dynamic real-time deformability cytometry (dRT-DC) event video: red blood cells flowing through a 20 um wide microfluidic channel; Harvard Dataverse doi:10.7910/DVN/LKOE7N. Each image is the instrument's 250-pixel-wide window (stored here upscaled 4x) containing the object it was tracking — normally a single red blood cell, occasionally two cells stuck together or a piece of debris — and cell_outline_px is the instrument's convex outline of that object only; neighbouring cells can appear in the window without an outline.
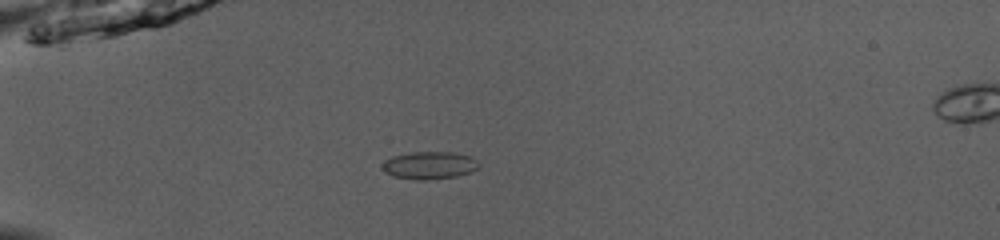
{"species": "common noctule bat (a hibernating species)", "species_latin": "Nyctalus noctula", "temperature_condition": "room temperature", "stored_images_in_passage": 52, "camera_frame_rate_fps": 3000, "um_per_image_px": 0.085, "animal": {"sex": "male", "body_mass_g": 13.0, "forearm_length_mm": 53.1}, "frame": {"image": 1, "passage_image": 17, "time_ms": 5.333, "image_size_px": [1000, 240], "cell_outline_px": [[480, 164], [472, 172], [456, 176], [424, 180], [416, 180], [392, 176], [384, 172], [380, 168], [384, 160], [392, 156], [412, 152], [452, 152], [468, 156], [476, 160]], "centroid_in_image_um": [36.44, 14.05], "position_along_channel_um": 48.6, "area_um2": 15.55}}
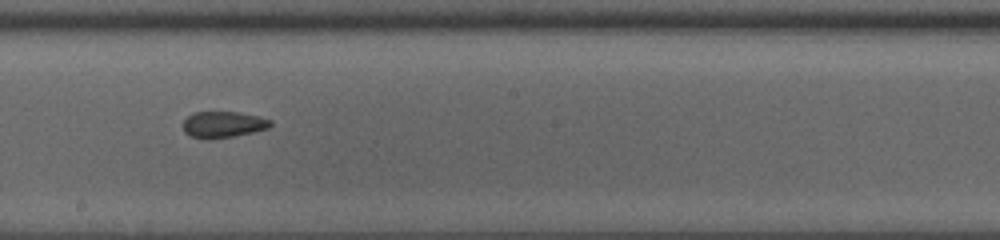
{"frame": {"image": 2, "passage_image": 32, "time_ms": 10.333, "image_size_px": [1000, 240], "cell_outline_px": [[272, 124], [268, 128], [252, 132], [232, 136], [208, 140], [192, 136], [184, 132], [184, 120], [188, 116], [196, 112], [236, 112], [256, 116], [272, 120]], "centroid_in_image_um": [18.96, 10.59], "position_along_channel_um": 229.2, "area_um2": 13.18}}
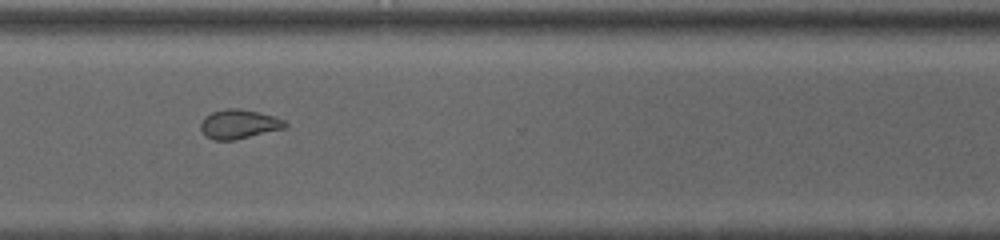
{"frame": {"image": 3, "passage_image": 41, "time_ms": 13.333, "image_size_px": [1000, 240], "cell_outline_px": [[288, 124], [284, 128], [236, 140], [212, 140], [204, 136], [200, 128], [200, 124], [204, 116], [212, 112], [228, 108], [240, 108], [260, 112], [284, 120]], "centroid_in_image_um": [20.27, 10.55], "position_along_channel_um": 350.3, "area_um2": 14.51}, "authors_computed_cell_mechanics": {"area_um2": 15.0569, "velocity_mm_per_s": 4.0473, "shape_relaxation_time_tau1_ms": null, "shape_relaxation_time_tau2_ms": 2.1682, "deformation_change_tau1": null, "deformation_change_tau2": 0.045}}